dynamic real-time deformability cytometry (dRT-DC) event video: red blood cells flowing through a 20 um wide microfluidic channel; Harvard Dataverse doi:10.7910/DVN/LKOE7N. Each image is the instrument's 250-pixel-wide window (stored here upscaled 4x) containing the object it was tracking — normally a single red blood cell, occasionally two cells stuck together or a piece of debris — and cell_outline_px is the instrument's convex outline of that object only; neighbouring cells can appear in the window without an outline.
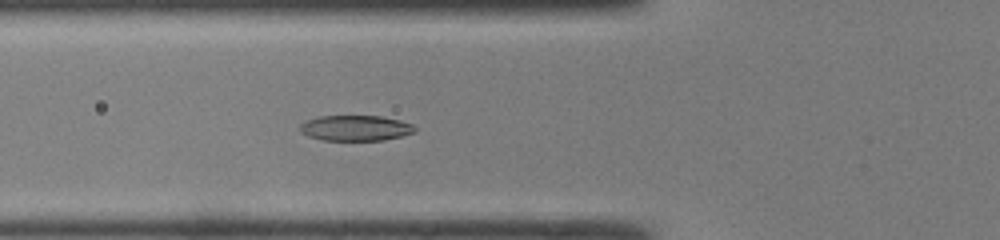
{"species": "common noctule bat (a hibernating species)", "species_latin": "Nyctalus noctula", "temperature_condition": "room temperature", "stored_images_in_passage": 31, "camera_frame_rate_fps": 3000, "um_per_image_px": 0.085, "animal": {"sex": "male", "body_mass_g": 19.0, "forearm_length_mm": 50.8}, "frame": {"image": 1, "passage_image": 6, "time_ms": 1.667, "image_size_px": [1000, 240], "cell_outline_px": [[416, 132], [384, 140], [324, 140], [308, 136], [300, 132], [300, 124], [308, 120], [320, 116], [380, 116], [400, 120], [412, 124], [416, 128]], "centroid_in_image_um": [30.23, 10.88], "position_along_channel_um": 95.6, "area_um2": 16.99}}
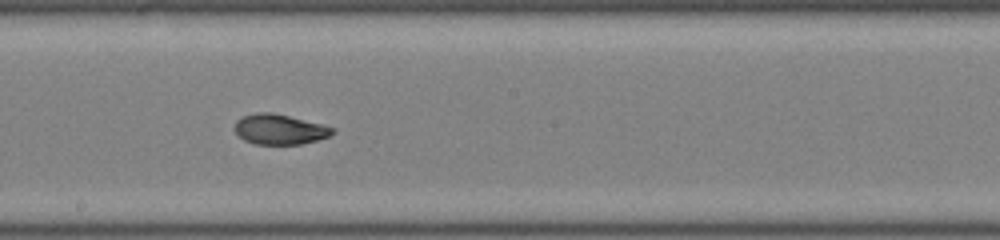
{"frame": {"image": 2, "passage_image": 15, "time_ms": 4.667, "image_size_px": [1000, 240], "cell_outline_px": [[336, 132], [332, 136], [320, 140], [300, 144], [256, 144], [244, 140], [236, 132], [236, 120], [244, 116], [256, 112], [272, 112], [336, 128]], "centroid_in_image_um": [23.82, 11.0], "position_along_channel_um": 224.4, "area_um2": 17.17}}
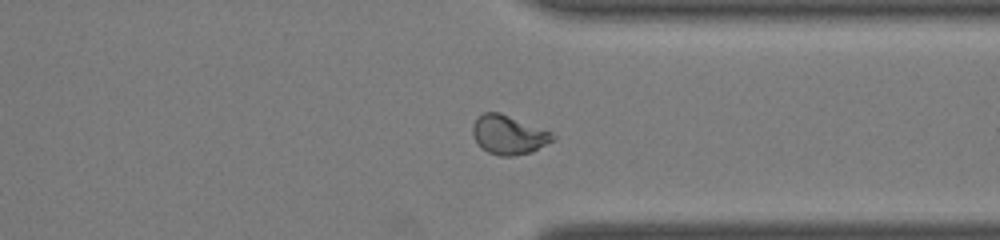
{"frame": {"image": 3, "passage_image": 25, "time_ms": 8.0, "image_size_px": [1000, 240], "cell_outline_px": [[556, 140], [532, 152], [512, 156], [500, 156], [488, 152], [480, 148], [472, 132], [472, 124], [484, 112], [500, 112], [552, 132], [556, 136]], "centroid_in_image_um": [43.26, 11.47], "position_along_channel_um": 368.1, "area_um2": 18.32}, "authors_computed_cell_mechanics": {"area_um2": 17.6868, "velocity_mm_per_s": 4.3064, "shape_relaxation_time_tau1_ms": 3.3484, "shape_relaxation_time_tau2_ms": 1.5529, "deformation_change_tau1": 0.1681, "deformation_change_tau2": 0.0615}}